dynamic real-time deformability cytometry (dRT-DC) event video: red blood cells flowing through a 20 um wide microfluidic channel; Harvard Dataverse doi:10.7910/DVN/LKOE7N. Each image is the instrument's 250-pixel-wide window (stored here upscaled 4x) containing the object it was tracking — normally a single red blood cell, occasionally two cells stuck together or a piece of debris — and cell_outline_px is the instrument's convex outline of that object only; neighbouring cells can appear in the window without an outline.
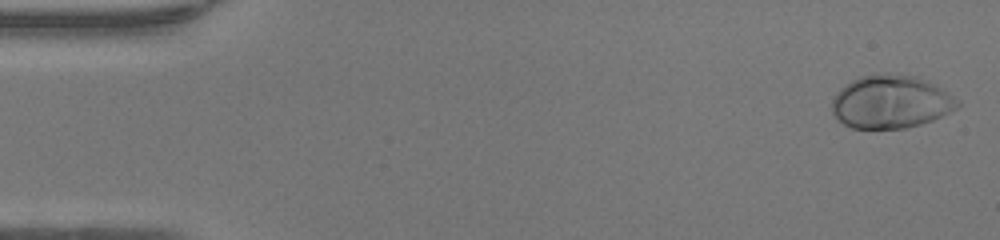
{"species": "human", "species_latin": "Homo sapiens", "temperature_condition": "warm", "stored_images_in_passage": 48, "camera_frame_rate_fps": 3000, "um_per_image_px": 0.085, "donor": {"sex": "female"}, "frame": {"image": 1, "passage_image": 1, "time_ms": 0.0, "image_size_px": [1000, 240], "cell_outline_px": [[960, 104], [956, 108], [932, 120], [908, 128], [852, 128], [836, 120], [832, 112], [832, 96], [844, 84], [860, 76], [884, 72], [916, 76], [948, 92], [960, 100]], "centroid_in_image_um": [75.67, 8.65], "position_along_channel_um": 9.3, "area_um2": 39.07}}
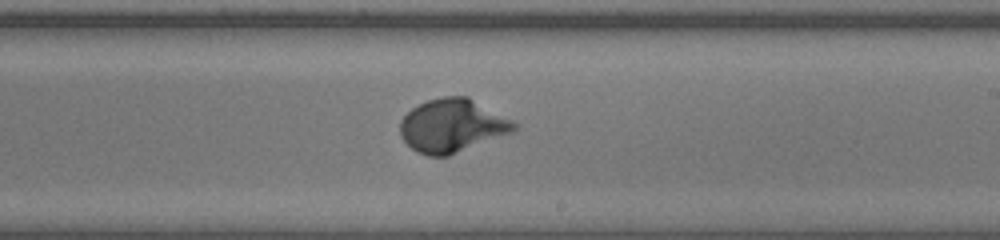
{"frame": {"image": 2, "passage_image": 28, "time_ms": 9.0, "image_size_px": [1000, 240], "cell_outline_px": [[520, 128], [516, 132], [448, 156], [428, 156], [416, 152], [400, 136], [400, 120], [412, 108], [428, 100], [444, 96], [468, 96], [520, 124]], "centroid_in_image_um": [38.5, 10.69], "position_along_channel_um": 250.5, "area_um2": 35.84}}
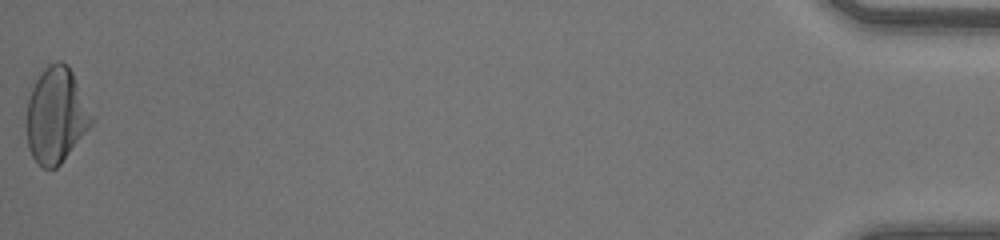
{"frame": {"image": 3, "passage_image": 48, "time_ms": 15.667, "image_size_px": [1000, 240], "cell_outline_px": [[92, 124], [60, 164], [56, 168], [44, 168], [32, 156], [28, 148], [24, 124], [28, 100], [32, 88], [40, 72], [48, 64], [60, 60], [68, 64], [72, 72], [92, 116]], "centroid_in_image_um": [4.71, 9.8], "position_along_channel_um": 430.5, "area_um2": 36.01}, "authors_computed_cell_mechanics": {"area_um2": 34.3621, "velocity_mm_per_s": 4.2664, "shape_relaxation_time_tau1_ms": 2.3992, "shape_relaxation_time_tau2_ms": null, "deformation_change_tau1": 0.1895, "deformation_change_tau2": null}}